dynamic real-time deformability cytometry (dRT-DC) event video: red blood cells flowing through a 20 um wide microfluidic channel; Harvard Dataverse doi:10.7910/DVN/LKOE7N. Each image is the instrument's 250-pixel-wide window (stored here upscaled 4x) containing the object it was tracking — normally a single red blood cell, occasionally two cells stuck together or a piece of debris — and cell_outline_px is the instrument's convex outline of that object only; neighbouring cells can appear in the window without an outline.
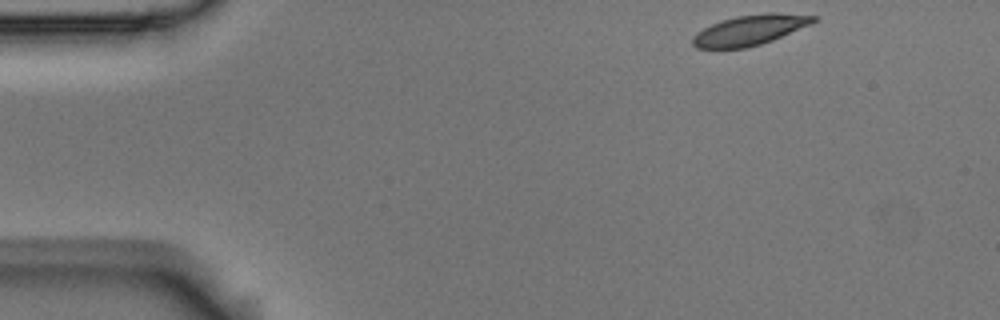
{"species": "Egyptian fruit bat (a non-hibernating species)", "species_latin": "Rousettus aegyptiacus", "temperature_condition": "room temperature", "stored_images_in_passage": 52, "camera_frame_rate_fps": 3000, "um_per_image_px": 0.085, "animal": {"sex": "male"}, "frame": {"image": 1, "passage_image": 1, "time_ms": 0.0, "image_size_px": [1000, 320], "cell_outline_px": [[816, 20], [812, 24], [772, 40], [748, 48], [696, 48], [692, 44], [692, 36], [696, 32], [720, 20], [736, 16], [764, 12], [776, 12], [816, 16]], "centroid_in_image_um": [63.73, 2.54], "position_along_channel_um": 21.3, "area_um2": 21.39}}
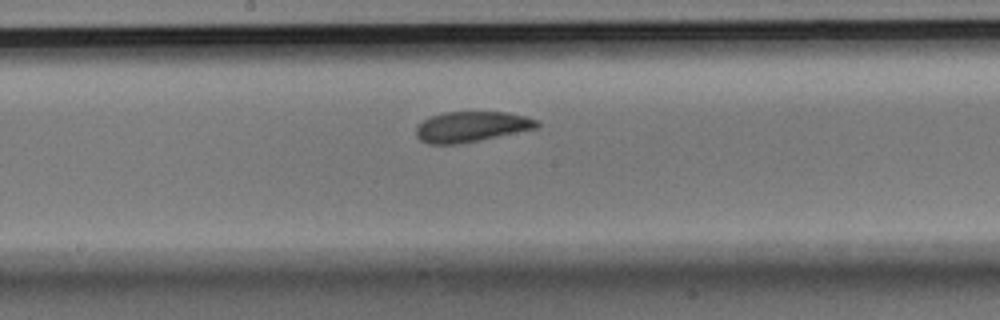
{"frame": {"image": 2, "passage_image": 24, "time_ms": 7.667, "image_size_px": [1000, 320], "cell_outline_px": [[540, 124], [536, 128], [480, 140], [460, 144], [428, 144], [420, 140], [416, 136], [416, 128], [424, 120], [432, 116], [444, 112], [508, 112], [540, 120]], "centroid_in_image_um": [40.08, 10.77], "position_along_channel_um": 208.1, "area_um2": 21.39}}
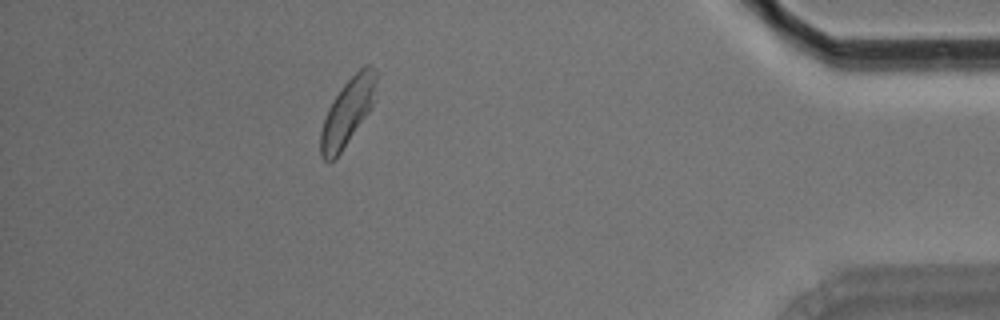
{"frame": {"image": 3, "passage_image": 45, "time_ms": 14.667, "image_size_px": [1000, 320], "cell_outline_px": [[376, 100], [368, 112], [340, 152], [328, 164], [320, 156], [320, 132], [328, 108], [340, 88], [364, 64], [368, 64], [376, 72]], "centroid_in_image_um": [29.54, 9.5], "position_along_channel_um": 405.7, "area_um2": 21.39}, "authors_computed_cell_mechanics": {"area_um2": 21.8484, "velocity_mm_per_s": 3.514, "shape_relaxation_time_tau1_ms": 3.2259, "shape_relaxation_time_tau2_ms": 9.3787, "deformation_change_tau1": 0.0877, "deformation_change_tau2": 0.1237}}